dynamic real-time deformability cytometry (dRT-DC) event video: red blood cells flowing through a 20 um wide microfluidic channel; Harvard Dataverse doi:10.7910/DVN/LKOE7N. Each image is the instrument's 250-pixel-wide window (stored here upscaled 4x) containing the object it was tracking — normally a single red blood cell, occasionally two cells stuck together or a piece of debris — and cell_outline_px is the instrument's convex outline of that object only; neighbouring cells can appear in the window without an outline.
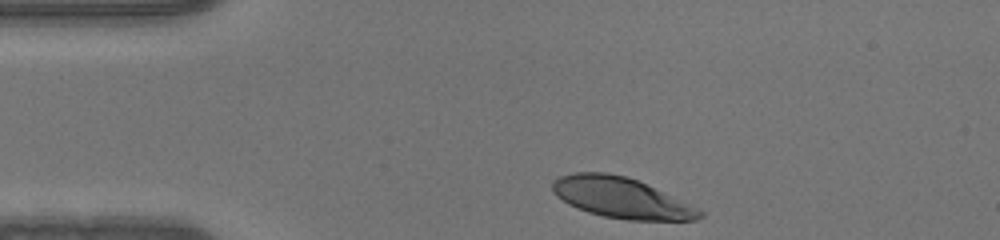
{"species": "human", "species_latin": "Homo sapiens", "temperature_condition": "warm", "stored_images_in_passage": 32, "camera_frame_rate_fps": 3000, "um_per_image_px": 0.085, "donor": {"sex": "male"}, "frame": {"image": 1, "passage_image": 1, "time_ms": 0.0, "image_size_px": [1000, 240], "cell_outline_px": [[704, 216], [696, 220], [628, 220], [604, 216], [588, 212], [576, 208], [568, 204], [556, 196], [552, 192], [552, 180], [560, 176], [576, 172], [604, 172], [624, 176], [636, 180], [680, 200], [704, 212]], "centroid_in_image_um": [52.74, 16.82], "position_along_channel_um": 32.3, "area_um2": 34.39}}
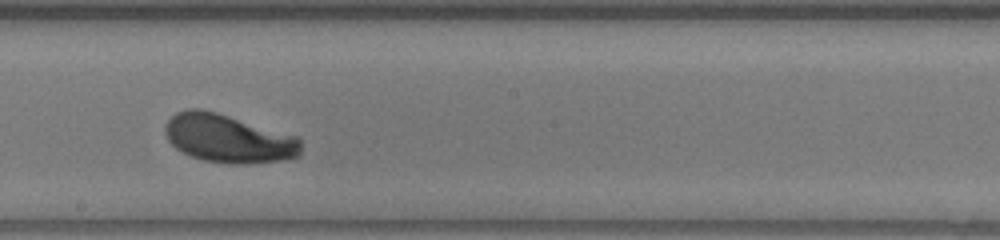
{"frame": {"image": 2, "passage_image": 19, "time_ms": 6.0, "image_size_px": [1000, 240], "cell_outline_px": [[300, 156], [284, 160], [244, 164], [232, 164], [204, 160], [192, 156], [176, 148], [168, 140], [164, 132], [164, 124], [176, 112], [188, 108], [200, 108], [216, 112], [300, 136]], "centroid_in_image_um": [19.42, 11.76], "position_along_channel_um": 228.8, "area_um2": 38.49}}
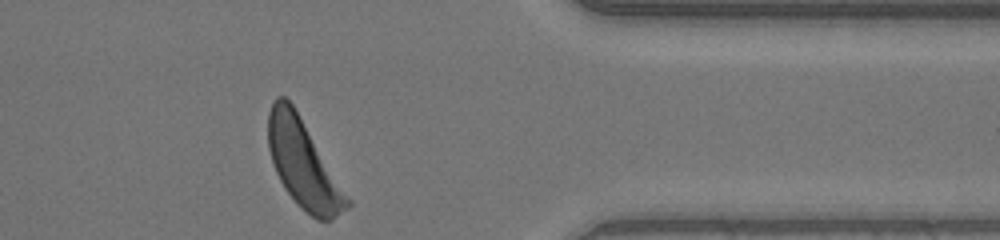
{"frame": {"image": 3, "passage_image": 32, "time_ms": 10.333, "image_size_px": [1000, 240], "cell_outline_px": [[352, 204], [348, 208], [332, 220], [316, 220], [284, 188], [276, 172], [268, 148], [268, 112], [272, 100], [276, 96], [284, 96], [292, 104], [352, 200]], "centroid_in_image_um": [25.79, 13.93], "position_along_channel_um": 385.6, "area_um2": 39.82}}